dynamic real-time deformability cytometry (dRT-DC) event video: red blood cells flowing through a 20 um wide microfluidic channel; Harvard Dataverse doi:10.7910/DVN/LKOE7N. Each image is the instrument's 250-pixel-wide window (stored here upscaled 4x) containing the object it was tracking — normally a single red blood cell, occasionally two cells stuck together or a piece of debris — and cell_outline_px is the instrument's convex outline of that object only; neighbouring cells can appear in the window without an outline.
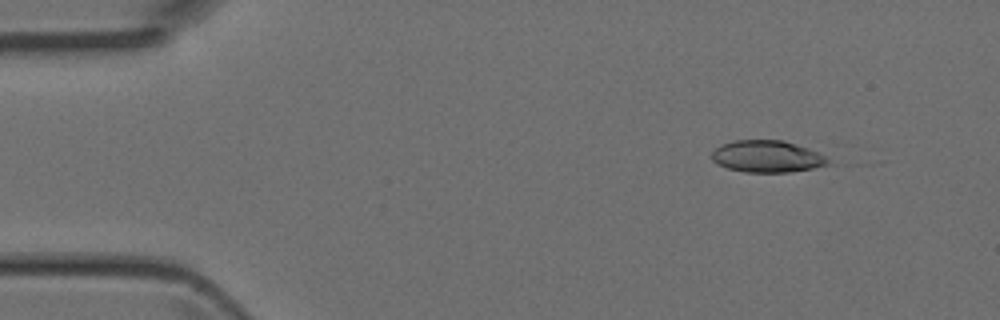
{"species": "Egyptian fruit bat (a non-hibernating species)", "species_latin": "Rousettus aegyptiacus", "temperature_condition": "room temperature", "stored_images_in_passage": 5, "segment_of_instrument_passage": [2, 2], "camera_frame_rate_fps": 3000, "um_per_image_px": 0.085, "animal": {"sex": "female"}, "frame": {"image": 1, "passage_image": 5, "time_ms": 1.333, "image_size_px": [1000, 320], "cell_outline_px": [[872, 164], [788, 172], [744, 172], [728, 168], [712, 160], [712, 152], [720, 144], [736, 140], [784, 140]], "centroid_in_image_um": [66.03, 13.34], "position_along_channel_um": 19.0, "area_um2": 25.09}}